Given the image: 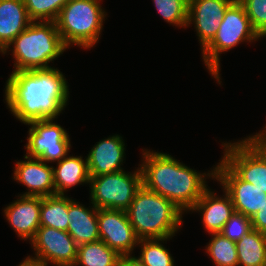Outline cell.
<instances>
[{
    "label": "cell",
    "instance_id": "obj_1",
    "mask_svg": "<svg viewBox=\"0 0 266 266\" xmlns=\"http://www.w3.org/2000/svg\"><path fill=\"white\" fill-rule=\"evenodd\" d=\"M69 88L55 67L12 72L6 81L5 101L22 123L56 119L67 105Z\"/></svg>",
    "mask_w": 266,
    "mask_h": 266
},
{
    "label": "cell",
    "instance_id": "obj_2",
    "mask_svg": "<svg viewBox=\"0 0 266 266\" xmlns=\"http://www.w3.org/2000/svg\"><path fill=\"white\" fill-rule=\"evenodd\" d=\"M140 165L142 184L174 203L183 212L189 211L208 189L206 176L215 179V168L211 172L199 173L177 161L171 155L143 150Z\"/></svg>",
    "mask_w": 266,
    "mask_h": 266
},
{
    "label": "cell",
    "instance_id": "obj_3",
    "mask_svg": "<svg viewBox=\"0 0 266 266\" xmlns=\"http://www.w3.org/2000/svg\"><path fill=\"white\" fill-rule=\"evenodd\" d=\"M126 213L137 237L143 240L172 238L181 228L184 212L142 185Z\"/></svg>",
    "mask_w": 266,
    "mask_h": 266
},
{
    "label": "cell",
    "instance_id": "obj_4",
    "mask_svg": "<svg viewBox=\"0 0 266 266\" xmlns=\"http://www.w3.org/2000/svg\"><path fill=\"white\" fill-rule=\"evenodd\" d=\"M9 47L13 48L15 60L13 72L51 68L48 64L67 49L54 21H32L2 54L5 55Z\"/></svg>",
    "mask_w": 266,
    "mask_h": 266
},
{
    "label": "cell",
    "instance_id": "obj_5",
    "mask_svg": "<svg viewBox=\"0 0 266 266\" xmlns=\"http://www.w3.org/2000/svg\"><path fill=\"white\" fill-rule=\"evenodd\" d=\"M100 1L69 0L63 6L55 22L68 49L72 44L89 49L99 41L107 15Z\"/></svg>",
    "mask_w": 266,
    "mask_h": 266
},
{
    "label": "cell",
    "instance_id": "obj_6",
    "mask_svg": "<svg viewBox=\"0 0 266 266\" xmlns=\"http://www.w3.org/2000/svg\"><path fill=\"white\" fill-rule=\"evenodd\" d=\"M261 37L253 29L244 6L235 0L225 11L219 29L213 40L203 49V61L219 84L220 54L229 51L242 42H255Z\"/></svg>",
    "mask_w": 266,
    "mask_h": 266
},
{
    "label": "cell",
    "instance_id": "obj_7",
    "mask_svg": "<svg viewBox=\"0 0 266 266\" xmlns=\"http://www.w3.org/2000/svg\"><path fill=\"white\" fill-rule=\"evenodd\" d=\"M238 142L222 144L221 160L243 181L266 194V128Z\"/></svg>",
    "mask_w": 266,
    "mask_h": 266
},
{
    "label": "cell",
    "instance_id": "obj_8",
    "mask_svg": "<svg viewBox=\"0 0 266 266\" xmlns=\"http://www.w3.org/2000/svg\"><path fill=\"white\" fill-rule=\"evenodd\" d=\"M89 185L91 204L97 209L126 211L143 185L141 169L138 167L132 173L121 170L90 177Z\"/></svg>",
    "mask_w": 266,
    "mask_h": 266
},
{
    "label": "cell",
    "instance_id": "obj_9",
    "mask_svg": "<svg viewBox=\"0 0 266 266\" xmlns=\"http://www.w3.org/2000/svg\"><path fill=\"white\" fill-rule=\"evenodd\" d=\"M54 119L30 122L26 155L39 158L46 163L58 162L68 155L71 148L70 138L66 130Z\"/></svg>",
    "mask_w": 266,
    "mask_h": 266
},
{
    "label": "cell",
    "instance_id": "obj_10",
    "mask_svg": "<svg viewBox=\"0 0 266 266\" xmlns=\"http://www.w3.org/2000/svg\"><path fill=\"white\" fill-rule=\"evenodd\" d=\"M31 245L36 256L30 258L46 265L74 266L76 262L78 245L67 231L40 226Z\"/></svg>",
    "mask_w": 266,
    "mask_h": 266
},
{
    "label": "cell",
    "instance_id": "obj_11",
    "mask_svg": "<svg viewBox=\"0 0 266 266\" xmlns=\"http://www.w3.org/2000/svg\"><path fill=\"white\" fill-rule=\"evenodd\" d=\"M97 220L100 240L120 256L131 255L139 238L126 211L98 209Z\"/></svg>",
    "mask_w": 266,
    "mask_h": 266
},
{
    "label": "cell",
    "instance_id": "obj_12",
    "mask_svg": "<svg viewBox=\"0 0 266 266\" xmlns=\"http://www.w3.org/2000/svg\"><path fill=\"white\" fill-rule=\"evenodd\" d=\"M214 168L215 179L230 196L234 210L250 218L257 213L266 199L264 191L241 180L222 160Z\"/></svg>",
    "mask_w": 266,
    "mask_h": 266
},
{
    "label": "cell",
    "instance_id": "obj_13",
    "mask_svg": "<svg viewBox=\"0 0 266 266\" xmlns=\"http://www.w3.org/2000/svg\"><path fill=\"white\" fill-rule=\"evenodd\" d=\"M235 0H189L187 27L195 24L201 50L214 38L225 11ZM193 22V23H192Z\"/></svg>",
    "mask_w": 266,
    "mask_h": 266
},
{
    "label": "cell",
    "instance_id": "obj_14",
    "mask_svg": "<svg viewBox=\"0 0 266 266\" xmlns=\"http://www.w3.org/2000/svg\"><path fill=\"white\" fill-rule=\"evenodd\" d=\"M25 161L15 163L14 180L28 189L22 196L47 197L55 195L53 166L39 158L24 155Z\"/></svg>",
    "mask_w": 266,
    "mask_h": 266
},
{
    "label": "cell",
    "instance_id": "obj_15",
    "mask_svg": "<svg viewBox=\"0 0 266 266\" xmlns=\"http://www.w3.org/2000/svg\"><path fill=\"white\" fill-rule=\"evenodd\" d=\"M4 208L10 226L23 240L34 239L40 227L41 196H22Z\"/></svg>",
    "mask_w": 266,
    "mask_h": 266
},
{
    "label": "cell",
    "instance_id": "obj_16",
    "mask_svg": "<svg viewBox=\"0 0 266 266\" xmlns=\"http://www.w3.org/2000/svg\"><path fill=\"white\" fill-rule=\"evenodd\" d=\"M124 146V140L120 135H113L97 142L86 157L90 177L123 170L121 165L125 160Z\"/></svg>",
    "mask_w": 266,
    "mask_h": 266
},
{
    "label": "cell",
    "instance_id": "obj_17",
    "mask_svg": "<svg viewBox=\"0 0 266 266\" xmlns=\"http://www.w3.org/2000/svg\"><path fill=\"white\" fill-rule=\"evenodd\" d=\"M225 193L222 197L207 189L190 211H199L202 214V222L205 230L211 233H219L225 223L235 212L230 196Z\"/></svg>",
    "mask_w": 266,
    "mask_h": 266
},
{
    "label": "cell",
    "instance_id": "obj_18",
    "mask_svg": "<svg viewBox=\"0 0 266 266\" xmlns=\"http://www.w3.org/2000/svg\"><path fill=\"white\" fill-rule=\"evenodd\" d=\"M86 208L80 202L68 197L67 232L77 245L100 240L97 214L98 209L92 204Z\"/></svg>",
    "mask_w": 266,
    "mask_h": 266
},
{
    "label": "cell",
    "instance_id": "obj_19",
    "mask_svg": "<svg viewBox=\"0 0 266 266\" xmlns=\"http://www.w3.org/2000/svg\"><path fill=\"white\" fill-rule=\"evenodd\" d=\"M31 22L24 0H0V52L2 53Z\"/></svg>",
    "mask_w": 266,
    "mask_h": 266
},
{
    "label": "cell",
    "instance_id": "obj_20",
    "mask_svg": "<svg viewBox=\"0 0 266 266\" xmlns=\"http://www.w3.org/2000/svg\"><path fill=\"white\" fill-rule=\"evenodd\" d=\"M81 156H65L53 167L55 194L65 195L69 188L88 184L90 181L87 158Z\"/></svg>",
    "mask_w": 266,
    "mask_h": 266
},
{
    "label": "cell",
    "instance_id": "obj_21",
    "mask_svg": "<svg viewBox=\"0 0 266 266\" xmlns=\"http://www.w3.org/2000/svg\"><path fill=\"white\" fill-rule=\"evenodd\" d=\"M238 266H265L266 234L252 229L236 242Z\"/></svg>",
    "mask_w": 266,
    "mask_h": 266
},
{
    "label": "cell",
    "instance_id": "obj_22",
    "mask_svg": "<svg viewBox=\"0 0 266 266\" xmlns=\"http://www.w3.org/2000/svg\"><path fill=\"white\" fill-rule=\"evenodd\" d=\"M68 224V196L55 194L42 197L40 226L67 231Z\"/></svg>",
    "mask_w": 266,
    "mask_h": 266
},
{
    "label": "cell",
    "instance_id": "obj_23",
    "mask_svg": "<svg viewBox=\"0 0 266 266\" xmlns=\"http://www.w3.org/2000/svg\"><path fill=\"white\" fill-rule=\"evenodd\" d=\"M120 255L102 240L78 245L74 266H116Z\"/></svg>",
    "mask_w": 266,
    "mask_h": 266
},
{
    "label": "cell",
    "instance_id": "obj_24",
    "mask_svg": "<svg viewBox=\"0 0 266 266\" xmlns=\"http://www.w3.org/2000/svg\"><path fill=\"white\" fill-rule=\"evenodd\" d=\"M211 236L205 249L214 265L238 266L236 242L225 238L220 232L211 233Z\"/></svg>",
    "mask_w": 266,
    "mask_h": 266
},
{
    "label": "cell",
    "instance_id": "obj_25",
    "mask_svg": "<svg viewBox=\"0 0 266 266\" xmlns=\"http://www.w3.org/2000/svg\"><path fill=\"white\" fill-rule=\"evenodd\" d=\"M171 238L143 239L138 244L141 247L140 256L136 257L142 266H175L174 259L162 242ZM162 241V242H161ZM141 245V246H140Z\"/></svg>",
    "mask_w": 266,
    "mask_h": 266
},
{
    "label": "cell",
    "instance_id": "obj_26",
    "mask_svg": "<svg viewBox=\"0 0 266 266\" xmlns=\"http://www.w3.org/2000/svg\"><path fill=\"white\" fill-rule=\"evenodd\" d=\"M162 19L176 27H187L189 0H153Z\"/></svg>",
    "mask_w": 266,
    "mask_h": 266
},
{
    "label": "cell",
    "instance_id": "obj_27",
    "mask_svg": "<svg viewBox=\"0 0 266 266\" xmlns=\"http://www.w3.org/2000/svg\"><path fill=\"white\" fill-rule=\"evenodd\" d=\"M69 0H24L31 21H56Z\"/></svg>",
    "mask_w": 266,
    "mask_h": 266
},
{
    "label": "cell",
    "instance_id": "obj_28",
    "mask_svg": "<svg viewBox=\"0 0 266 266\" xmlns=\"http://www.w3.org/2000/svg\"><path fill=\"white\" fill-rule=\"evenodd\" d=\"M251 218L240 212H234L220 233L233 242L239 241L252 230Z\"/></svg>",
    "mask_w": 266,
    "mask_h": 266
},
{
    "label": "cell",
    "instance_id": "obj_29",
    "mask_svg": "<svg viewBox=\"0 0 266 266\" xmlns=\"http://www.w3.org/2000/svg\"><path fill=\"white\" fill-rule=\"evenodd\" d=\"M245 8L253 29L261 37L266 32V0H238Z\"/></svg>",
    "mask_w": 266,
    "mask_h": 266
},
{
    "label": "cell",
    "instance_id": "obj_30",
    "mask_svg": "<svg viewBox=\"0 0 266 266\" xmlns=\"http://www.w3.org/2000/svg\"><path fill=\"white\" fill-rule=\"evenodd\" d=\"M252 228L266 234V199L258 212L251 217Z\"/></svg>",
    "mask_w": 266,
    "mask_h": 266
},
{
    "label": "cell",
    "instance_id": "obj_31",
    "mask_svg": "<svg viewBox=\"0 0 266 266\" xmlns=\"http://www.w3.org/2000/svg\"><path fill=\"white\" fill-rule=\"evenodd\" d=\"M116 266H142L140 261L132 255L120 256Z\"/></svg>",
    "mask_w": 266,
    "mask_h": 266
},
{
    "label": "cell",
    "instance_id": "obj_32",
    "mask_svg": "<svg viewBox=\"0 0 266 266\" xmlns=\"http://www.w3.org/2000/svg\"><path fill=\"white\" fill-rule=\"evenodd\" d=\"M18 266H47V265L44 262L37 261L35 259L30 258V256H28Z\"/></svg>",
    "mask_w": 266,
    "mask_h": 266
},
{
    "label": "cell",
    "instance_id": "obj_33",
    "mask_svg": "<svg viewBox=\"0 0 266 266\" xmlns=\"http://www.w3.org/2000/svg\"><path fill=\"white\" fill-rule=\"evenodd\" d=\"M266 37V32L261 36V38Z\"/></svg>",
    "mask_w": 266,
    "mask_h": 266
}]
</instances>
